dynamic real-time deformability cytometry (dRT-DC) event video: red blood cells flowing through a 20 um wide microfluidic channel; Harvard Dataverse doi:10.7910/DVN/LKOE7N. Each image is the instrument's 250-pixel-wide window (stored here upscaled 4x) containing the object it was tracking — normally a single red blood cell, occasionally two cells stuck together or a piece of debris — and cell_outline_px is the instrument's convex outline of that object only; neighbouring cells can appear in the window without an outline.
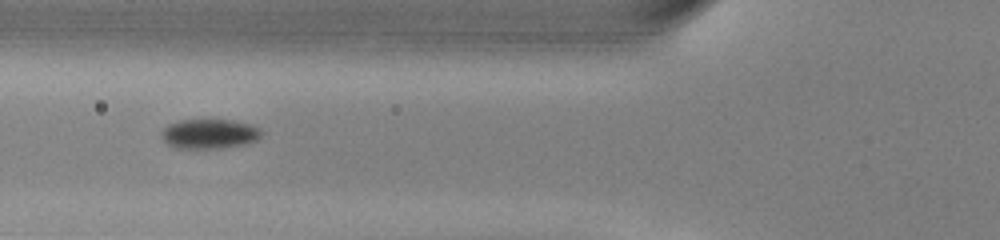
{"species": "common noctule bat (a hibernating species)", "species_latin": "Nyctalus noctula", "temperature_condition": "warm", "stored_images_in_passage": 37, "segment_of_instrument_passage": [1, 2], "camera_frame_rate_fps": 3000, "um_per_image_px": 0.085, "animal": {"sex": "male", "body_mass_g": 13.0, "forearm_length_mm": 53.1}, "frame": {"image": 1, "passage_image": 4, "time_ms": 1.0, "image_size_px": [1000, 240], "cell_outline_px": [[264, 132], [256, 140], [244, 144], [220, 148], [176, 148], [168, 144], [164, 140], [160, 132], [168, 124], [180, 120], [232, 120], [252, 124], [260, 128]], "centroid_in_image_um": [17.81, 11.37], "position_along_channel_um": 108.0, "area_um2": 17.28}}
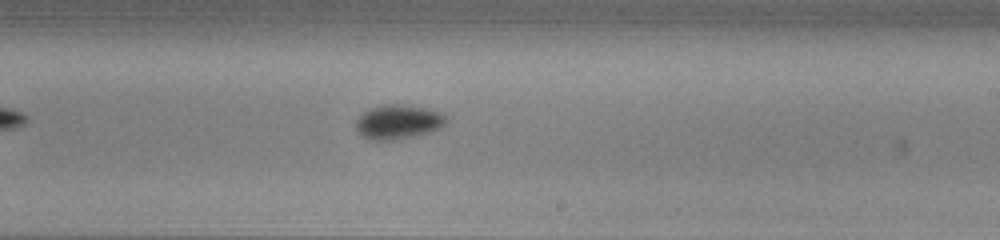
{"frame": {"image": 2, "passage_image": 15, "time_ms": 4.667, "image_size_px": [1000, 240], "cell_outline_px": [[448, 120], [440, 128], [428, 132], [396, 140], [368, 140], [356, 128], [356, 120], [368, 108], [380, 104], [400, 104], [432, 108], [444, 112], [448, 116]], "centroid_in_image_um": [33.9, 10.33], "position_along_channel_um": 255.1, "area_um2": 18.38}}
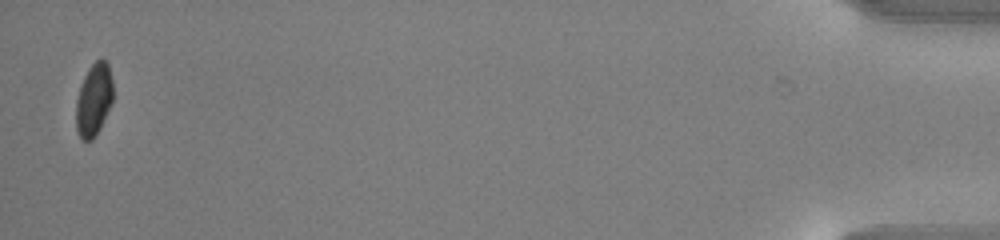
{"frame": {"image": 3, "passage_image": 35, "time_ms": 11.333, "image_size_px": [1000, 240], "cell_outline_px": [[112, 100], [100, 128], [92, 140], [80, 140], [76, 128], [76, 100], [80, 84], [88, 68], [100, 56], [108, 64], [112, 80]], "centroid_in_image_um": [7.95, 8.45], "position_along_channel_um": 427.3, "area_um2": 15.66}}